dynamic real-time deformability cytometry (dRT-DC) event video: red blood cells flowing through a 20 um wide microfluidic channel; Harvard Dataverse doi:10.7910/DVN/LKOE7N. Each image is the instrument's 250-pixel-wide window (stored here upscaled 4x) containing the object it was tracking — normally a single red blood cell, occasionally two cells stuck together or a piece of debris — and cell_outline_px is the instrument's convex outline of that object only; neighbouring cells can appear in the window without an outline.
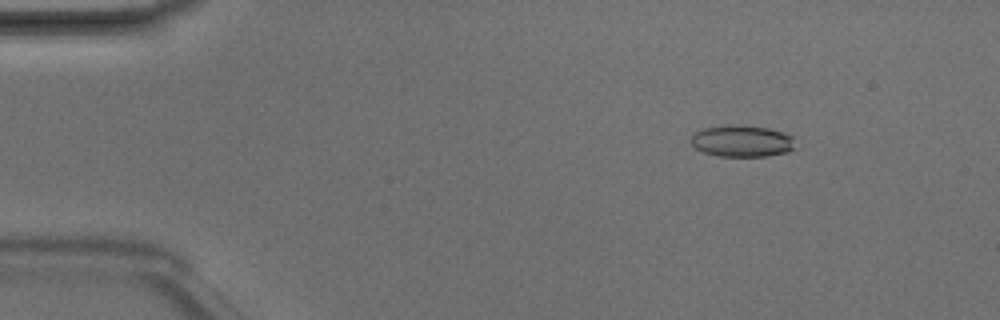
{"species": "Egyptian fruit bat (a non-hibernating species)", "species_latin": "Rousettus aegyptiacus", "temperature_condition": "room temperature", "stored_images_in_passage": 3, "camera_frame_rate_fps": 3000, "um_per_image_px": 0.085, "animal": {"sex": "male"}, "frame": {"image": 1, "passage_image": 2, "time_ms": 0.333, "image_size_px": [1000, 320], "cell_outline_px": [[796, 148], [788, 152], [768, 156], [720, 156], [704, 152], [696, 148], [692, 144], [692, 136], [696, 132], [704, 128], [724, 124], [736, 124], [768, 128], [792, 136]], "centroid_in_image_um": [63.08, 11.98], "position_along_channel_um": 21.9, "area_um2": 19.25}}